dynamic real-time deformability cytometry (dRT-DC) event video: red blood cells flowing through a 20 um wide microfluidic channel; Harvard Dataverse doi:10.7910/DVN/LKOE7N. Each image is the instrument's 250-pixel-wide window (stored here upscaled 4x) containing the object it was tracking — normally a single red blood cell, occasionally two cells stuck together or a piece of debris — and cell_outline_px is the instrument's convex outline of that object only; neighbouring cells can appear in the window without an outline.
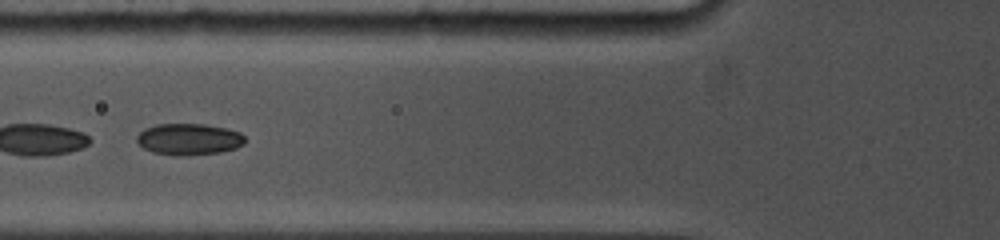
{"species": "common noctule bat (a hibernating species)", "species_latin": "Nyctalus noctula", "temperature_condition": "cold", "stored_images_in_passage": 5, "camera_frame_rate_fps": 5000, "um_per_image_px": 0.085, "animal": {"sex": "female", "body_mass_g": 19.0, "forearm_length_mm": 53.3}, "frame": {"image": 1, "passage_image": 4, "time_ms": 1.2, "image_size_px": [1000, 240], "cell_outline_px": [[244, 144], [236, 148], [220, 152], [184, 156], [176, 156], [152, 152], [144, 148], [136, 140], [136, 136], [144, 128], [156, 124], [204, 124], [224, 128], [240, 132], [244, 136]], "centroid_in_image_um": [16.03, 11.84], "position_along_channel_um": 109.8, "area_um2": 19.88}}